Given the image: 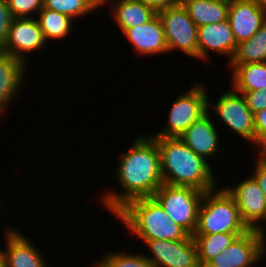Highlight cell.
Returning <instances> with one entry per match:
<instances>
[{"mask_svg": "<svg viewBox=\"0 0 266 267\" xmlns=\"http://www.w3.org/2000/svg\"><path fill=\"white\" fill-rule=\"evenodd\" d=\"M130 148L122 153L113 175L122 188L103 192L100 204L114 216L127 203L152 197L163 184L160 154L155 138L150 134L137 136ZM111 190V191H110Z\"/></svg>", "mask_w": 266, "mask_h": 267, "instance_id": "cell-1", "label": "cell"}, {"mask_svg": "<svg viewBox=\"0 0 266 267\" xmlns=\"http://www.w3.org/2000/svg\"><path fill=\"white\" fill-rule=\"evenodd\" d=\"M153 137L160 154L163 183L189 186L202 192L218 187L213 165L194 153L179 137Z\"/></svg>", "mask_w": 266, "mask_h": 267, "instance_id": "cell-2", "label": "cell"}, {"mask_svg": "<svg viewBox=\"0 0 266 267\" xmlns=\"http://www.w3.org/2000/svg\"><path fill=\"white\" fill-rule=\"evenodd\" d=\"M140 240H186L190 235L168 217L153 198H138L127 203L115 215Z\"/></svg>", "mask_w": 266, "mask_h": 267, "instance_id": "cell-3", "label": "cell"}, {"mask_svg": "<svg viewBox=\"0 0 266 267\" xmlns=\"http://www.w3.org/2000/svg\"><path fill=\"white\" fill-rule=\"evenodd\" d=\"M249 230L233 197L224 187L204 192L193 235L246 233Z\"/></svg>", "mask_w": 266, "mask_h": 267, "instance_id": "cell-4", "label": "cell"}, {"mask_svg": "<svg viewBox=\"0 0 266 267\" xmlns=\"http://www.w3.org/2000/svg\"><path fill=\"white\" fill-rule=\"evenodd\" d=\"M204 192L189 186L163 183L152 196L177 225L192 236Z\"/></svg>", "mask_w": 266, "mask_h": 267, "instance_id": "cell-5", "label": "cell"}, {"mask_svg": "<svg viewBox=\"0 0 266 267\" xmlns=\"http://www.w3.org/2000/svg\"><path fill=\"white\" fill-rule=\"evenodd\" d=\"M195 83V84H194ZM208 88L193 82L189 90L179 94L169 108L167 125L154 133L158 137H179L192 123L208 112Z\"/></svg>", "mask_w": 266, "mask_h": 267, "instance_id": "cell-6", "label": "cell"}, {"mask_svg": "<svg viewBox=\"0 0 266 267\" xmlns=\"http://www.w3.org/2000/svg\"><path fill=\"white\" fill-rule=\"evenodd\" d=\"M157 15L163 26L168 53L178 49L181 53L187 54L186 56L198 60V27L183 5L179 2L159 10Z\"/></svg>", "mask_w": 266, "mask_h": 267, "instance_id": "cell-7", "label": "cell"}, {"mask_svg": "<svg viewBox=\"0 0 266 267\" xmlns=\"http://www.w3.org/2000/svg\"><path fill=\"white\" fill-rule=\"evenodd\" d=\"M212 111H211V110ZM208 111L213 112L217 118H221L225 128H229L235 134L241 136L248 144H253L255 139L254 114L247 105L244 96L233 88L225 91L214 102L208 98Z\"/></svg>", "mask_w": 266, "mask_h": 267, "instance_id": "cell-8", "label": "cell"}, {"mask_svg": "<svg viewBox=\"0 0 266 267\" xmlns=\"http://www.w3.org/2000/svg\"><path fill=\"white\" fill-rule=\"evenodd\" d=\"M266 255V233L250 229L200 267H255Z\"/></svg>", "mask_w": 266, "mask_h": 267, "instance_id": "cell-9", "label": "cell"}, {"mask_svg": "<svg viewBox=\"0 0 266 267\" xmlns=\"http://www.w3.org/2000/svg\"><path fill=\"white\" fill-rule=\"evenodd\" d=\"M224 188L233 197L247 227L266 233V226H264V222H266V199L256 180L248 175L235 186L226 185Z\"/></svg>", "mask_w": 266, "mask_h": 267, "instance_id": "cell-10", "label": "cell"}, {"mask_svg": "<svg viewBox=\"0 0 266 267\" xmlns=\"http://www.w3.org/2000/svg\"><path fill=\"white\" fill-rule=\"evenodd\" d=\"M151 255L144 257L155 267H200L192 236L186 240H141Z\"/></svg>", "mask_w": 266, "mask_h": 267, "instance_id": "cell-11", "label": "cell"}, {"mask_svg": "<svg viewBox=\"0 0 266 267\" xmlns=\"http://www.w3.org/2000/svg\"><path fill=\"white\" fill-rule=\"evenodd\" d=\"M46 45L43 31L35 17L14 18L9 28L7 40L0 51L20 59L27 65L29 54L36 53Z\"/></svg>", "mask_w": 266, "mask_h": 267, "instance_id": "cell-12", "label": "cell"}, {"mask_svg": "<svg viewBox=\"0 0 266 267\" xmlns=\"http://www.w3.org/2000/svg\"><path fill=\"white\" fill-rule=\"evenodd\" d=\"M4 240L5 249L2 253L6 267H48L47 260L43 258V252L37 248L24 233L18 229L5 225Z\"/></svg>", "mask_w": 266, "mask_h": 267, "instance_id": "cell-13", "label": "cell"}, {"mask_svg": "<svg viewBox=\"0 0 266 267\" xmlns=\"http://www.w3.org/2000/svg\"><path fill=\"white\" fill-rule=\"evenodd\" d=\"M198 61L210 62V51L228 57V61L236 51L235 41L230 23L224 20L219 23H210L198 27Z\"/></svg>", "mask_w": 266, "mask_h": 267, "instance_id": "cell-14", "label": "cell"}, {"mask_svg": "<svg viewBox=\"0 0 266 267\" xmlns=\"http://www.w3.org/2000/svg\"><path fill=\"white\" fill-rule=\"evenodd\" d=\"M211 114L208 111L179 136L194 153L205 158L210 163V160L219 153V147L221 148V140H219L220 135L218 133L220 130L216 129L217 126Z\"/></svg>", "mask_w": 266, "mask_h": 267, "instance_id": "cell-15", "label": "cell"}, {"mask_svg": "<svg viewBox=\"0 0 266 267\" xmlns=\"http://www.w3.org/2000/svg\"><path fill=\"white\" fill-rule=\"evenodd\" d=\"M227 19L239 44L250 39L266 22V9L248 0H230Z\"/></svg>", "mask_w": 266, "mask_h": 267, "instance_id": "cell-16", "label": "cell"}, {"mask_svg": "<svg viewBox=\"0 0 266 267\" xmlns=\"http://www.w3.org/2000/svg\"><path fill=\"white\" fill-rule=\"evenodd\" d=\"M123 35L141 57L168 53L163 26L157 14L149 22L126 29Z\"/></svg>", "mask_w": 266, "mask_h": 267, "instance_id": "cell-17", "label": "cell"}, {"mask_svg": "<svg viewBox=\"0 0 266 267\" xmlns=\"http://www.w3.org/2000/svg\"><path fill=\"white\" fill-rule=\"evenodd\" d=\"M26 66L20 59L0 51V116L8 112L9 104L16 101L14 98L24 89Z\"/></svg>", "mask_w": 266, "mask_h": 267, "instance_id": "cell-18", "label": "cell"}, {"mask_svg": "<svg viewBox=\"0 0 266 267\" xmlns=\"http://www.w3.org/2000/svg\"><path fill=\"white\" fill-rule=\"evenodd\" d=\"M109 6L113 21L123 33L126 29L149 22L157 12L150 6L135 0H101Z\"/></svg>", "mask_w": 266, "mask_h": 267, "instance_id": "cell-19", "label": "cell"}, {"mask_svg": "<svg viewBox=\"0 0 266 267\" xmlns=\"http://www.w3.org/2000/svg\"><path fill=\"white\" fill-rule=\"evenodd\" d=\"M197 27L227 20L230 0H179Z\"/></svg>", "mask_w": 266, "mask_h": 267, "instance_id": "cell-20", "label": "cell"}, {"mask_svg": "<svg viewBox=\"0 0 266 267\" xmlns=\"http://www.w3.org/2000/svg\"><path fill=\"white\" fill-rule=\"evenodd\" d=\"M230 72L232 73L231 87L237 92L266 88V62L236 64Z\"/></svg>", "mask_w": 266, "mask_h": 267, "instance_id": "cell-21", "label": "cell"}, {"mask_svg": "<svg viewBox=\"0 0 266 267\" xmlns=\"http://www.w3.org/2000/svg\"><path fill=\"white\" fill-rule=\"evenodd\" d=\"M266 62V22L248 40L237 44L232 60L227 63L231 70L236 64Z\"/></svg>", "mask_w": 266, "mask_h": 267, "instance_id": "cell-22", "label": "cell"}, {"mask_svg": "<svg viewBox=\"0 0 266 267\" xmlns=\"http://www.w3.org/2000/svg\"><path fill=\"white\" fill-rule=\"evenodd\" d=\"M46 42L63 40L74 29V20L54 10L42 8L36 16ZM51 39V40H50Z\"/></svg>", "mask_w": 266, "mask_h": 267, "instance_id": "cell-23", "label": "cell"}, {"mask_svg": "<svg viewBox=\"0 0 266 267\" xmlns=\"http://www.w3.org/2000/svg\"><path fill=\"white\" fill-rule=\"evenodd\" d=\"M245 233H218L207 235H192L198 254L200 266L208 264L218 254L230 246L235 239Z\"/></svg>", "mask_w": 266, "mask_h": 267, "instance_id": "cell-24", "label": "cell"}, {"mask_svg": "<svg viewBox=\"0 0 266 267\" xmlns=\"http://www.w3.org/2000/svg\"><path fill=\"white\" fill-rule=\"evenodd\" d=\"M43 8L67 15L75 21L100 9L101 0H43Z\"/></svg>", "mask_w": 266, "mask_h": 267, "instance_id": "cell-25", "label": "cell"}, {"mask_svg": "<svg viewBox=\"0 0 266 267\" xmlns=\"http://www.w3.org/2000/svg\"><path fill=\"white\" fill-rule=\"evenodd\" d=\"M93 264L96 267H155L145 257L144 254H131L126 252L108 251Z\"/></svg>", "mask_w": 266, "mask_h": 267, "instance_id": "cell-26", "label": "cell"}, {"mask_svg": "<svg viewBox=\"0 0 266 267\" xmlns=\"http://www.w3.org/2000/svg\"><path fill=\"white\" fill-rule=\"evenodd\" d=\"M14 18H34L43 8V0H8Z\"/></svg>", "mask_w": 266, "mask_h": 267, "instance_id": "cell-27", "label": "cell"}, {"mask_svg": "<svg viewBox=\"0 0 266 267\" xmlns=\"http://www.w3.org/2000/svg\"><path fill=\"white\" fill-rule=\"evenodd\" d=\"M255 139L254 147L257 153L262 154L266 150V108L254 114Z\"/></svg>", "mask_w": 266, "mask_h": 267, "instance_id": "cell-28", "label": "cell"}, {"mask_svg": "<svg viewBox=\"0 0 266 267\" xmlns=\"http://www.w3.org/2000/svg\"><path fill=\"white\" fill-rule=\"evenodd\" d=\"M14 20V16L6 0H0V48L7 40L9 28Z\"/></svg>", "mask_w": 266, "mask_h": 267, "instance_id": "cell-29", "label": "cell"}, {"mask_svg": "<svg viewBox=\"0 0 266 267\" xmlns=\"http://www.w3.org/2000/svg\"><path fill=\"white\" fill-rule=\"evenodd\" d=\"M241 93L253 114L266 108V88L262 90L239 92Z\"/></svg>", "mask_w": 266, "mask_h": 267, "instance_id": "cell-30", "label": "cell"}, {"mask_svg": "<svg viewBox=\"0 0 266 267\" xmlns=\"http://www.w3.org/2000/svg\"><path fill=\"white\" fill-rule=\"evenodd\" d=\"M256 157H254L256 161L251 176L258 183L266 199V159L261 154H257Z\"/></svg>", "mask_w": 266, "mask_h": 267, "instance_id": "cell-31", "label": "cell"}, {"mask_svg": "<svg viewBox=\"0 0 266 267\" xmlns=\"http://www.w3.org/2000/svg\"><path fill=\"white\" fill-rule=\"evenodd\" d=\"M135 1H139L144 5L152 7L156 12L179 3V0H135Z\"/></svg>", "mask_w": 266, "mask_h": 267, "instance_id": "cell-32", "label": "cell"}, {"mask_svg": "<svg viewBox=\"0 0 266 267\" xmlns=\"http://www.w3.org/2000/svg\"><path fill=\"white\" fill-rule=\"evenodd\" d=\"M253 2L254 4H256L259 7L265 8L266 9V0H248Z\"/></svg>", "mask_w": 266, "mask_h": 267, "instance_id": "cell-33", "label": "cell"}, {"mask_svg": "<svg viewBox=\"0 0 266 267\" xmlns=\"http://www.w3.org/2000/svg\"><path fill=\"white\" fill-rule=\"evenodd\" d=\"M0 267H6V262H5L4 255L2 253V249H0Z\"/></svg>", "mask_w": 266, "mask_h": 267, "instance_id": "cell-34", "label": "cell"}, {"mask_svg": "<svg viewBox=\"0 0 266 267\" xmlns=\"http://www.w3.org/2000/svg\"><path fill=\"white\" fill-rule=\"evenodd\" d=\"M261 155L266 159V150Z\"/></svg>", "mask_w": 266, "mask_h": 267, "instance_id": "cell-35", "label": "cell"}, {"mask_svg": "<svg viewBox=\"0 0 266 267\" xmlns=\"http://www.w3.org/2000/svg\"><path fill=\"white\" fill-rule=\"evenodd\" d=\"M0 200H1V197H0ZM0 203H1V201H0ZM1 205H2V204H0V208L2 207ZM2 209H3V207L0 209V213H3V212H1ZM0 217H1V216H0Z\"/></svg>", "mask_w": 266, "mask_h": 267, "instance_id": "cell-36", "label": "cell"}]
</instances>
